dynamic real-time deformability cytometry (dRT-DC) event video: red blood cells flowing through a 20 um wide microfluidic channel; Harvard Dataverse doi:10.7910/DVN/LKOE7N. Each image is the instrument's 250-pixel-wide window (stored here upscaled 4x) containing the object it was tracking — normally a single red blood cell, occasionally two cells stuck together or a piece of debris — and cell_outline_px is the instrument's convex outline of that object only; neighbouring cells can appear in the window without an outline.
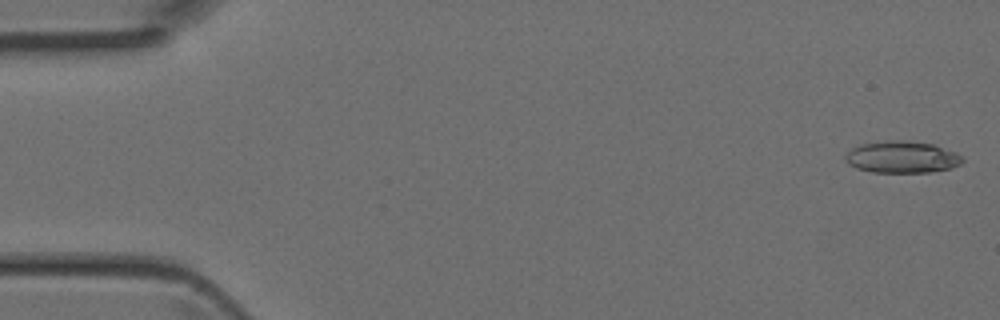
{"species": "Egyptian fruit bat (a non-hibernating species)", "species_latin": "Rousettus aegyptiacus", "temperature_condition": "room temperature", "stored_images_in_passage": 5, "camera_frame_rate_fps": 3000, "um_per_image_px": 0.085, "animal": {"sex": "female"}, "frame": {"image": 1, "passage_image": 1, "time_ms": 0.0, "image_size_px": [1000, 320], "cell_outline_px": [[964, 160], [960, 164], [952, 168], [932, 172], [872, 172], [856, 168], [848, 164], [844, 160], [844, 156], [852, 148], [860, 144], [896, 140], [900, 140], [936, 144], [956, 152]], "centroid_in_image_um": [76.67, 13.35], "position_along_channel_um": 8.3, "area_um2": 21.79}}
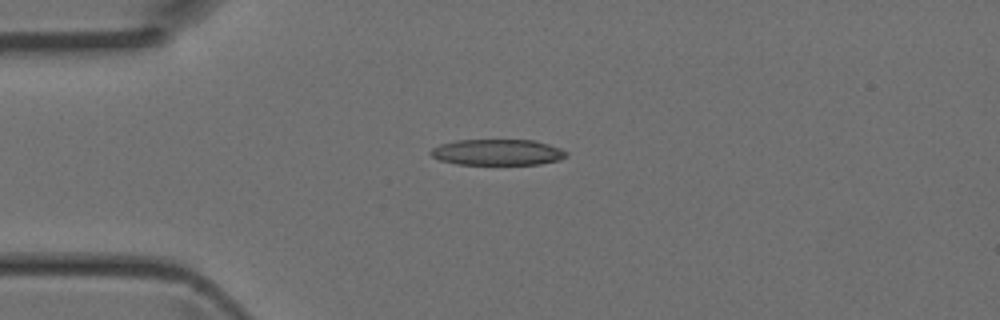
{"frame": {"image": 2, "passage_image": 4, "time_ms": 1.0, "image_size_px": [1000, 320], "cell_outline_px": [[568, 156], [560, 160], [540, 164], [456, 164], [440, 160], [432, 156], [428, 152], [432, 148], [440, 144], [456, 140], [536, 140], [560, 148], [568, 152]], "centroid_in_image_um": [42.3, 12.94], "position_along_channel_um": 42.7, "area_um2": 20.63}}